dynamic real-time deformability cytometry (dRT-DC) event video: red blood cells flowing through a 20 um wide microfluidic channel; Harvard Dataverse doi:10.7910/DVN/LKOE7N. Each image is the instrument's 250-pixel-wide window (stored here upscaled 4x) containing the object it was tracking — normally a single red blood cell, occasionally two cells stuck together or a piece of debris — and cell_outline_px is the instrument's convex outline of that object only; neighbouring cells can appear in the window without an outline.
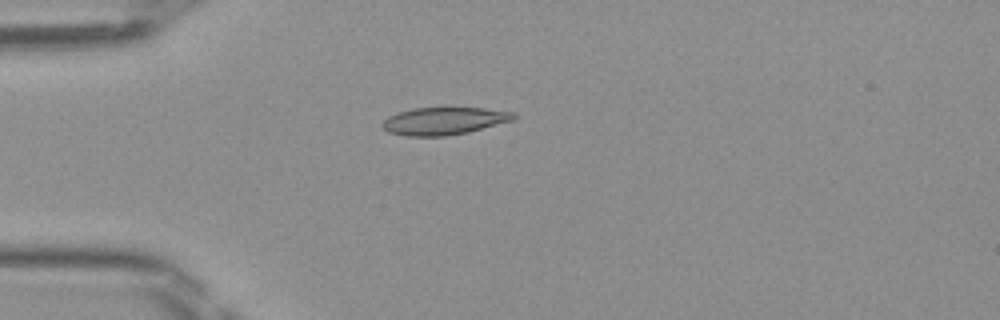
{"species": "Egyptian fruit bat (a non-hibernating species)", "species_latin": "Rousettus aegyptiacus", "temperature_condition": "room temperature", "stored_images_in_passage": 32, "camera_frame_rate_fps": 3000, "um_per_image_px": 0.085, "frame": {"image": 1, "passage_image": 1, "time_ms": 0.0, "image_size_px": [1000, 320], "cell_outline_px": [[516, 116], [512, 120], [468, 132], [444, 136], [408, 136], [388, 132], [380, 124], [388, 116], [396, 112], [412, 108], [484, 108], [516, 112]], "centroid_in_image_um": [37.71, 10.27], "position_along_channel_um": 47.3, "area_um2": 20.98}}
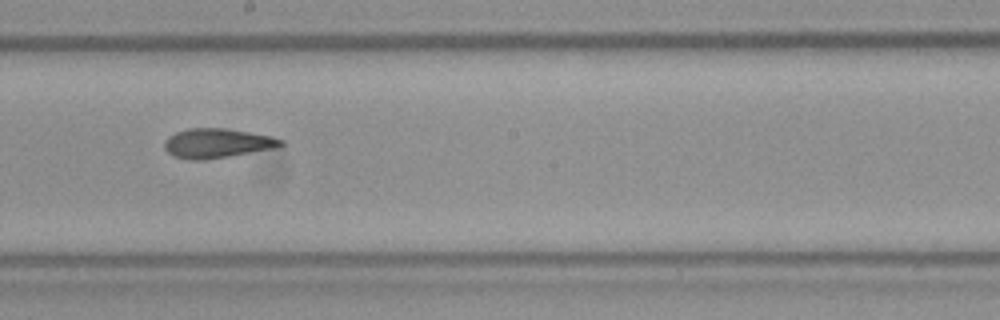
{"frame": {"image": 2, "passage_image": 15, "time_ms": 4.667, "image_size_px": [1000, 320], "cell_outline_px": [[284, 144], [280, 148], [204, 160], [192, 160], [172, 156], [164, 148], [164, 140], [168, 136], [176, 132], [188, 128], [224, 128], [272, 136], [284, 140]], "centroid_in_image_um": [18.48, 12.18], "position_along_channel_um": 229.7, "area_um2": 20.23}}
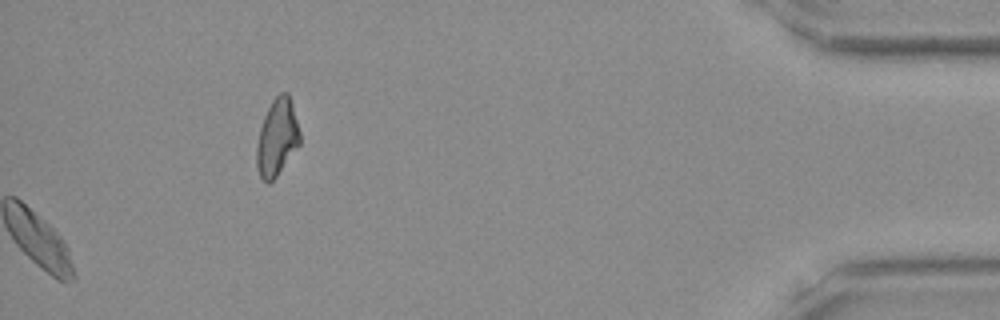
{"frame": {"image": 3, "passage_image": 32, "time_ms": 10.333, "image_size_px": [1000, 320], "cell_outline_px": [[300, 144], [276, 176], [268, 184], [260, 176], [256, 164], [256, 144], [260, 128], [264, 116], [272, 100], [280, 92], [288, 92], [292, 104], [300, 132]], "centroid_in_image_um": [23.54, 11.67], "position_along_channel_um": 411.7, "area_um2": 19.25}}